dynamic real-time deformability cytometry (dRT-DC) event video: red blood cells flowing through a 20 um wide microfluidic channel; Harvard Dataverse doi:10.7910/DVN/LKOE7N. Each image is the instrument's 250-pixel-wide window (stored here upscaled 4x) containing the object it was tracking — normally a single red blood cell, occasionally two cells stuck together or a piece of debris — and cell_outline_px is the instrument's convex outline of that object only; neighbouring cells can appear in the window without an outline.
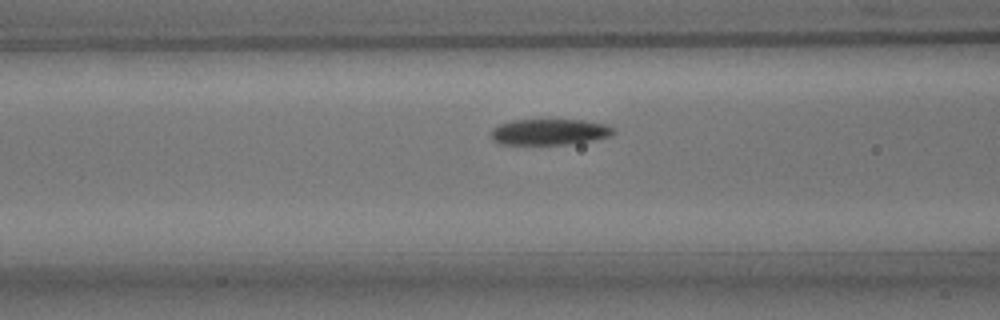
{"species": "common noctule bat (a hibernating species)", "species_latin": "Nyctalus noctula", "temperature_condition": "room temperature", "stored_images_in_passage": 27, "camera_frame_rate_fps": 3000, "um_per_image_px": 0.085, "animal": {"sex": "male", "body_mass_g": 15.6}, "frame": {"image": 1, "passage_image": 12, "time_ms": 3.667, "image_size_px": [1000, 320], "cell_outline_px": [[616, 132], [608, 136], [592, 140], [564, 144], [500, 144], [492, 140], [492, 128], [500, 124], [512, 120], [584, 120], [608, 124]], "centroid_in_image_um": [46.7, 11.2], "position_along_channel_um": 119.9, "area_um2": 18.38}}
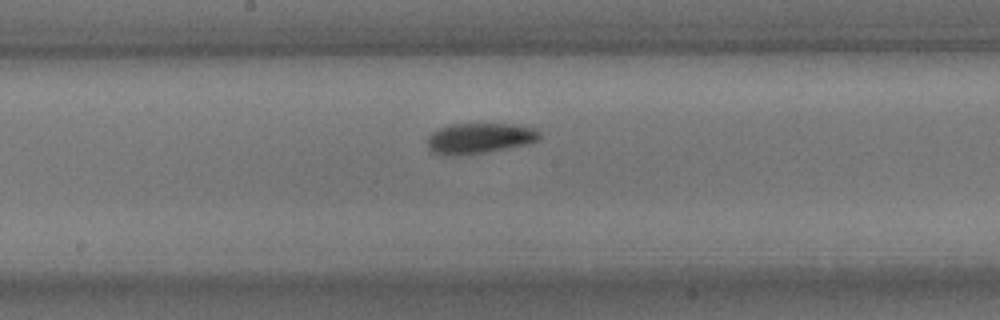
{"frame": {"image": 2, "passage_image": 19, "time_ms": 6.0, "image_size_px": [1000, 320], "cell_outline_px": [[540, 140], [528, 144], [488, 152], [456, 156], [444, 156], [432, 152], [428, 148], [428, 136], [436, 128], [448, 124], [516, 124], [532, 128], [540, 132]], "centroid_in_image_um": [40.72, 11.76], "position_along_channel_um": 207.5, "area_um2": 20.35}}
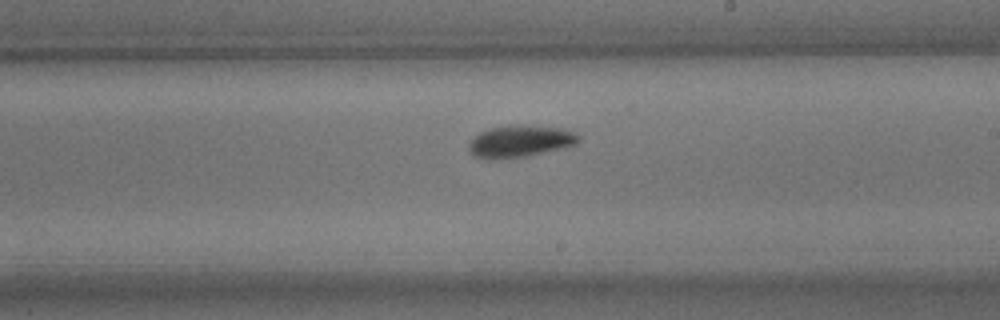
{"frame": {"image": 3, "passage_image": 22, "time_ms": 7.0, "image_size_px": [1000, 320], "cell_outline_px": [[580, 140], [576, 144], [560, 148], [524, 156], [500, 160], [484, 160], [472, 156], [468, 152], [468, 144], [480, 132], [492, 128], [516, 124], [520, 124], [564, 128], [576, 132], [580, 136]], "centroid_in_image_um": [44.17, 12.01], "position_along_channel_um": 244.8, "area_um2": 20.69}}